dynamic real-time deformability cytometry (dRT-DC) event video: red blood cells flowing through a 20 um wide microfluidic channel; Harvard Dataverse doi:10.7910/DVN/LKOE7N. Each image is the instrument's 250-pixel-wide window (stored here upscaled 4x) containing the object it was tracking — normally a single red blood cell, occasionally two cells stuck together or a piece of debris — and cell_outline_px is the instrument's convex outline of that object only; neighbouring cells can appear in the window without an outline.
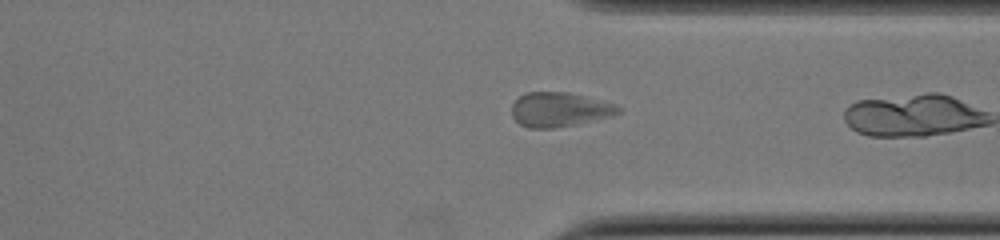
{"species": "common noctule bat (a hibernating species)", "species_latin": "Nyctalus noctula", "temperature_condition": "cold", "stored_images_in_passage": 36, "camera_frame_rate_fps": 3000, "um_per_image_px": 0.085, "animal": {"sex": "female", "body_mass_g": 22.0, "forearm_length_mm": 56.7}, "frame": {"image": 1, "passage_image": 35, "time_ms": 11.333, "image_size_px": [1000, 240], "cell_outline_px": [[620, 112], [612, 116], [576, 124], [552, 128], [528, 128], [520, 124], [512, 116], [512, 104], [524, 92], [568, 92], [616, 104], [620, 108]], "centroid_in_image_um": [47.54, 9.31], "position_along_channel_um": 363.9, "area_um2": 21.27}}